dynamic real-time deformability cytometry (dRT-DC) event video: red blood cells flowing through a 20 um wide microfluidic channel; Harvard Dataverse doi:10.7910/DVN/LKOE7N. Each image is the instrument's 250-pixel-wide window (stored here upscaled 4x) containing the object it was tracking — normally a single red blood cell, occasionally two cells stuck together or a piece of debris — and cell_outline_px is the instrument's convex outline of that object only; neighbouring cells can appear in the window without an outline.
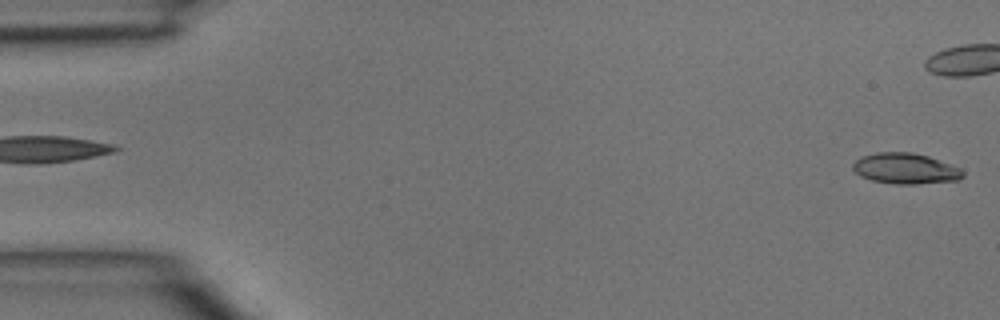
{"species": "common noctule bat (a hibernating species)", "species_latin": "Nyctalus noctula", "temperature_condition": "room temperature", "stored_images_in_passage": 37, "camera_frame_rate_fps": 3000, "um_per_image_px": 0.085, "animal": {"sex": "male", "body_mass_g": 15.6}, "frame": {"image": 1, "passage_image": 1, "time_ms": 0.0, "image_size_px": [1000, 320], "cell_outline_px": [[964, 176], [960, 180], [916, 184], [896, 184], [872, 180], [860, 176], [852, 168], [852, 164], [860, 156], [876, 152], [912, 152], [928, 156], [960, 168], [964, 172]], "centroid_in_image_um": [76.95, 14.32], "position_along_channel_um": 8.0, "area_um2": 19.77}}